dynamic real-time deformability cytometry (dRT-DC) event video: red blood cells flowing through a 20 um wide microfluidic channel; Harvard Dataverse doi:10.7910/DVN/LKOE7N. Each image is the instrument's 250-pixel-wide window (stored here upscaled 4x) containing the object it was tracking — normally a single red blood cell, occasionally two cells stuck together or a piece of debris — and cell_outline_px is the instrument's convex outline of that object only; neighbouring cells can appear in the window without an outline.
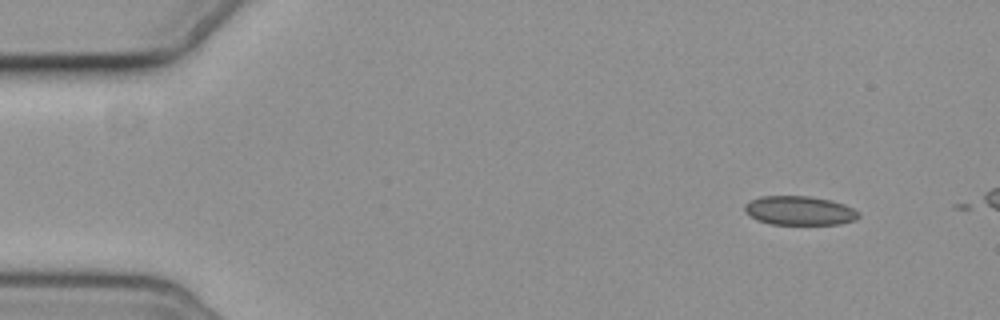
{"species": "common noctule bat (a hibernating species)", "species_latin": "Nyctalus noctula", "temperature_condition": "cold", "stored_images_in_passage": 4, "camera_frame_rate_fps": 3000, "um_per_image_px": 0.085, "animal": {"sex": "female", "body_mass_g": 19.3, "forearm_length_mm": 54.1}, "frame": {"image": 1, "passage_image": 1, "time_ms": 0.0, "image_size_px": [1000, 320], "cell_outline_px": [[860, 216], [856, 220], [840, 224], [772, 224], [756, 220], [744, 212], [744, 204], [760, 196], [808, 196], [832, 200], [844, 204], [860, 212]], "centroid_in_image_um": [67.96, 17.9], "position_along_channel_um": 17.0, "area_um2": 19.42}}